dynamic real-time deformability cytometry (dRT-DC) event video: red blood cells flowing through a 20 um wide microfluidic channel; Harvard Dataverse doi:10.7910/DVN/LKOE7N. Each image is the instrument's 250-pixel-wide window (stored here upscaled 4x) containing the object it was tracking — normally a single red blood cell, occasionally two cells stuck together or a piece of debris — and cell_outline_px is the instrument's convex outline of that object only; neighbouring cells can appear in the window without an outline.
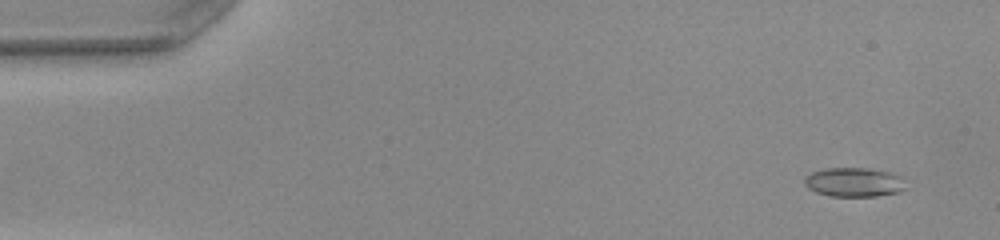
{"species": "common noctule bat (a hibernating species)", "species_latin": "Nyctalus noctula", "temperature_condition": "warm", "stored_images_in_passage": 49, "camera_frame_rate_fps": 3000, "um_per_image_px": 0.085, "animal": {"sex": "female", "body_mass_g": 22.0, "forearm_length_mm": 56.7}, "frame": {"image": 1, "passage_image": 2, "time_ms": 0.333, "image_size_px": [1000, 240], "cell_outline_px": [[908, 188], [900, 192], [876, 196], [828, 196], [816, 192], [808, 188], [804, 184], [804, 176], [812, 172], [824, 168], [868, 168], [892, 172], [904, 176]], "centroid_in_image_um": [72.66, 15.48], "position_along_channel_um": 12.3, "area_um2": 17.74}}
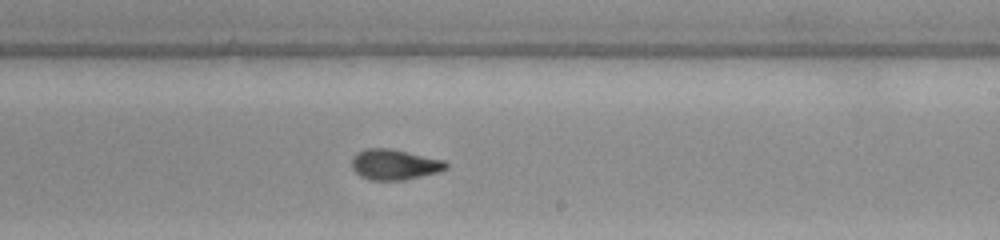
{"frame": {"image": 2, "passage_image": 29, "time_ms": 9.333, "image_size_px": [1000, 240], "cell_outline_px": [[448, 168], [436, 172], [404, 180], [368, 180], [360, 176], [352, 168], [352, 156], [356, 152], [368, 148], [388, 148], [444, 160], [448, 164]], "centroid_in_image_um": [33.49, 13.98], "position_along_channel_um": 255.5, "area_um2": 16.65}}
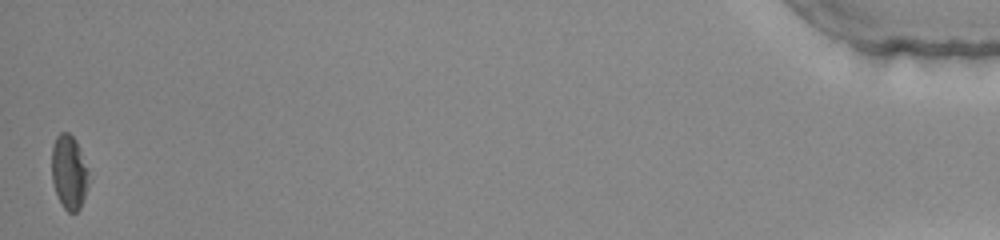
{"frame": {"image": 3, "passage_image": 49, "time_ms": 16.0, "image_size_px": [1000, 240], "cell_outline_px": [[88, 184], [80, 208], [76, 212], [68, 212], [64, 208], [56, 192], [52, 180], [52, 148], [56, 136], [60, 132], [68, 132], [76, 140], [88, 172]], "centroid_in_image_um": [5.86, 14.62], "position_along_channel_um": 429.3, "area_um2": 15.66}, "authors_computed_cell_mechanics": {"area_um2": 16.762, "velocity_mm_per_s": 4.0543, "shape_relaxation_time_tau1_ms": 4.1776, "shape_relaxation_time_tau2_ms": 2.2367, "deformation_change_tau1": 0.1549, "deformation_change_tau2": 0.0866}}